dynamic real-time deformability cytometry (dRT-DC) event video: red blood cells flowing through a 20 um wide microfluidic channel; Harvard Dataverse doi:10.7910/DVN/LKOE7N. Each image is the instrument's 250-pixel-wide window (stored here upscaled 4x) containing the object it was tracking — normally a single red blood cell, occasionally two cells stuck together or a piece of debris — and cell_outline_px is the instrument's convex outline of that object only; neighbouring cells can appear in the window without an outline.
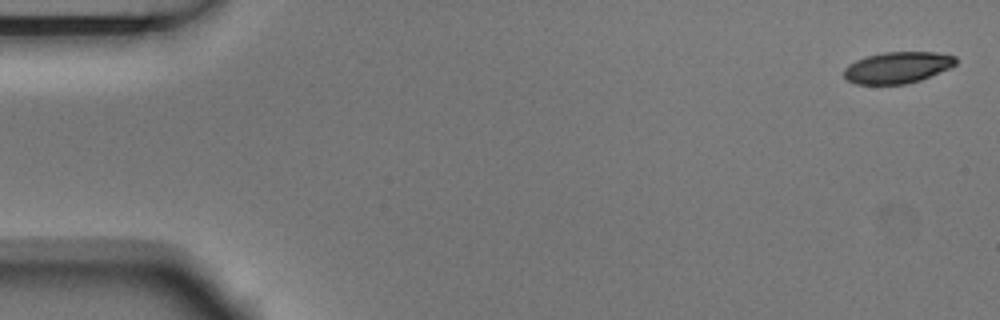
{"species": "Egyptian fruit bat (a non-hibernating species)", "species_latin": "Rousettus aegyptiacus", "temperature_condition": "room temperature", "stored_images_in_passage": 6, "camera_frame_rate_fps": 3000, "um_per_image_px": 0.085, "animal": {"sex": "male"}, "frame": {"image": 1, "passage_image": 1, "time_ms": 0.0, "image_size_px": [1000, 320], "cell_outline_px": [[956, 64], [948, 68], [920, 80], [908, 84], [856, 84], [848, 80], [844, 76], [844, 68], [848, 64], [856, 60], [868, 56], [884, 52], [936, 52], [956, 56]], "centroid_in_image_um": [76.27, 5.74], "position_along_channel_um": 8.7, "area_um2": 20.35}}